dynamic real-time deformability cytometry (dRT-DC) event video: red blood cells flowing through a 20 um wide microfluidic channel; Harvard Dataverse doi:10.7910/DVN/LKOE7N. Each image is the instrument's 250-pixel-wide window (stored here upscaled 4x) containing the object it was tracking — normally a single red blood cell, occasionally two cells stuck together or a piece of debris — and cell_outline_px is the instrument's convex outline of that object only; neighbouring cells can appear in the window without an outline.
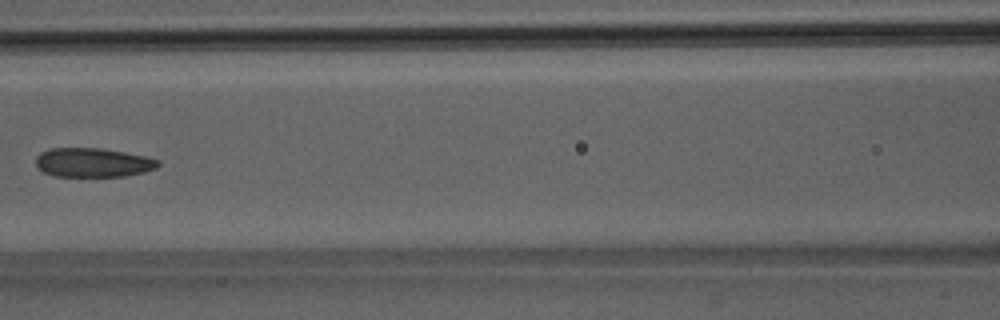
{"species": "Egyptian fruit bat (a non-hibernating species)", "species_latin": "Rousettus aegyptiacus", "temperature_condition": "room temperature", "stored_images_in_passage": 7, "camera_frame_rate_fps": 3000, "um_per_image_px": 0.085, "animal": {"sex": "male"}, "frame": {"image": 1, "passage_image": 6, "time_ms": 5.667, "image_size_px": [1000, 320], "cell_outline_px": [[160, 164], [156, 168], [144, 172], [124, 176], [56, 176], [44, 172], [36, 168], [36, 156], [40, 152], [52, 148], [100, 148], [124, 152], [144, 156], [160, 160]], "centroid_in_image_um": [7.88, 13.81], "position_along_channel_um": 158.7, "area_um2": 20.75}}